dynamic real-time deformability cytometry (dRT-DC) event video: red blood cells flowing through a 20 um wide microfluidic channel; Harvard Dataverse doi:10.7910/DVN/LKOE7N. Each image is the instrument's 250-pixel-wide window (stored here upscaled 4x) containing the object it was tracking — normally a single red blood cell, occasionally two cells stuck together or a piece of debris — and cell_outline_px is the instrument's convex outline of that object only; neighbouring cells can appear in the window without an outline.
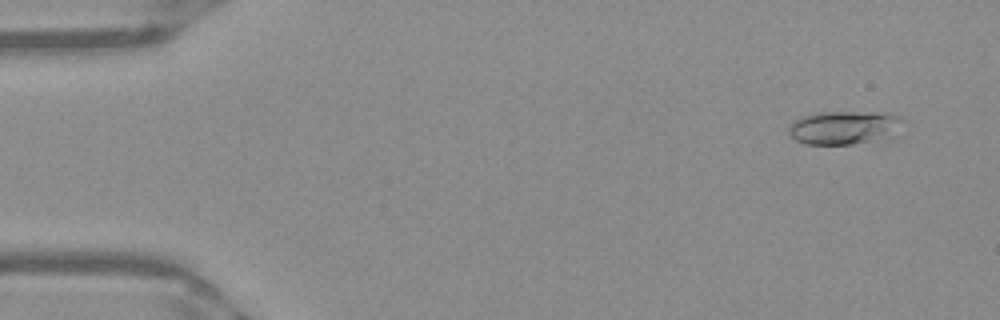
{"species": "Egyptian fruit bat (a non-hibernating species)", "species_latin": "Rousettus aegyptiacus", "temperature_condition": "warm", "stored_images_in_passage": 52, "camera_frame_rate_fps": 3000, "um_per_image_px": 0.085, "frame": {"image": 1, "passage_image": 4, "time_ms": 1.0, "image_size_px": [1000, 320], "cell_outline_px": [[904, 120], [892, 136], [884, 144], [804, 144], [796, 140], [788, 132], [788, 128], [800, 116], [816, 112], [888, 112], [900, 116]], "centroid_in_image_um": [71.85, 10.87], "position_along_channel_um": 13.1, "area_um2": 23.18}}
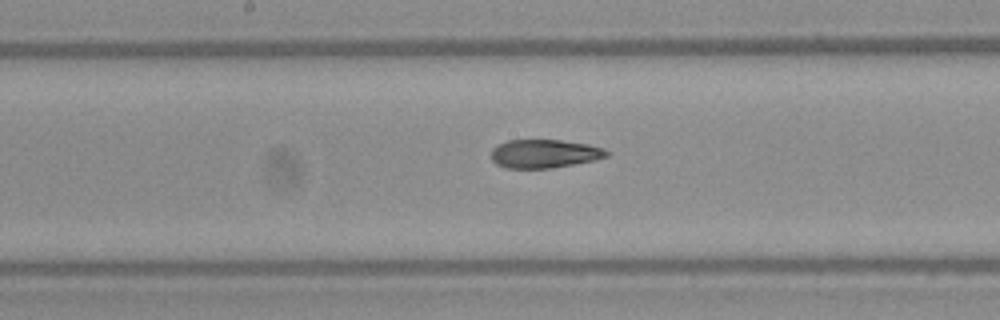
{"frame": {"image": 2, "passage_image": 27, "time_ms": 8.667, "image_size_px": [1000, 320], "cell_outline_px": [[608, 156], [596, 160], [548, 168], [508, 168], [496, 164], [492, 160], [492, 148], [508, 140], [560, 140], [588, 144], [604, 148], [608, 152]], "centroid_in_image_um": [46.28, 13.06], "position_along_channel_um": 201.9, "area_um2": 19.02}}
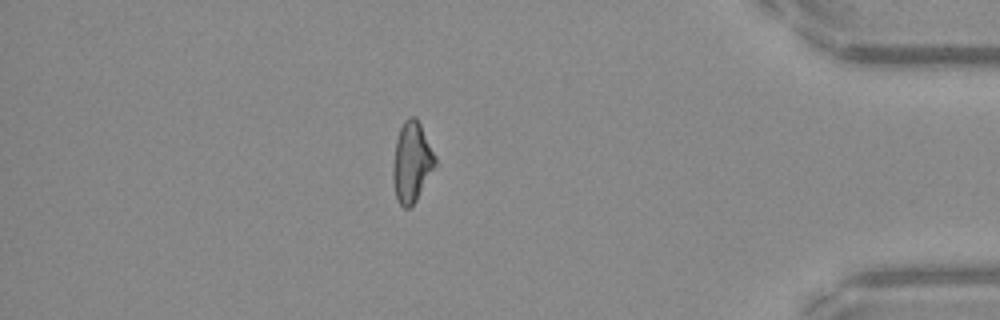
{"frame": {"image": 3, "passage_image": 45, "time_ms": 14.667, "image_size_px": [1000, 320], "cell_outline_px": [[436, 164], [416, 200], [408, 208], [404, 208], [400, 204], [396, 196], [392, 176], [392, 164], [396, 140], [400, 128], [404, 120], [408, 116], [416, 116], [436, 156]], "centroid_in_image_um": [34.98, 13.74], "position_along_channel_um": 400.2, "area_um2": 19.59}, "authors_computed_cell_mechanics": {"area_um2": 19.9699, "velocity_mm_per_s": 3.9584, "shape_relaxation_time_tau1_ms": null, "shape_relaxation_time_tau2_ms": 3.8918, "deformation_change_tau1": null, "deformation_change_tau2": 0.1081}}